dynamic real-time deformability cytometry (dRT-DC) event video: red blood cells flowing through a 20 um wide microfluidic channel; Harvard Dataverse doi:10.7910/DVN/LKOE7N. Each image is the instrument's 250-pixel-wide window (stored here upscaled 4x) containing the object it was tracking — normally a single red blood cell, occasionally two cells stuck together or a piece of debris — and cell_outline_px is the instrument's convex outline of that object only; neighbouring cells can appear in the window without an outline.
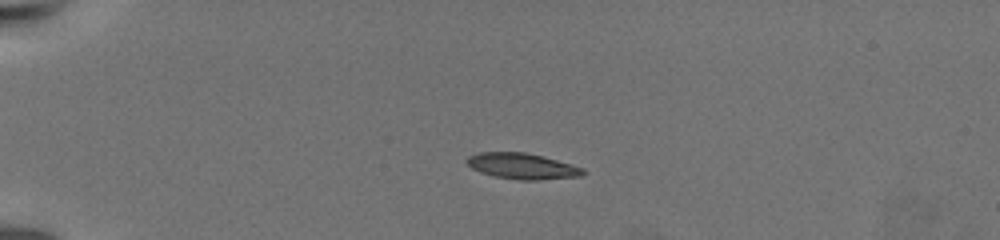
{"species": "common noctule bat (a hibernating species)", "species_latin": "Nyctalus noctula", "temperature_condition": "warm", "stored_images_in_passage": 12, "camera_frame_rate_fps": 3000, "um_per_image_px": 0.085, "animal": {"sex": "female", "body_mass_g": 19.5, "forearm_length_mm": 54.1}, "frame": {"image": 1, "passage_image": 4, "time_ms": 4.667, "image_size_px": [1000, 240], "cell_outline_px": [[588, 172], [580, 176], [536, 180], [520, 180], [496, 176], [480, 172], [472, 168], [464, 160], [468, 156], [476, 152], [524, 152], [544, 156], [584, 168]], "centroid_in_image_um": [44.39, 14.11], "position_along_channel_um": 40.6, "area_um2": 17.57}}
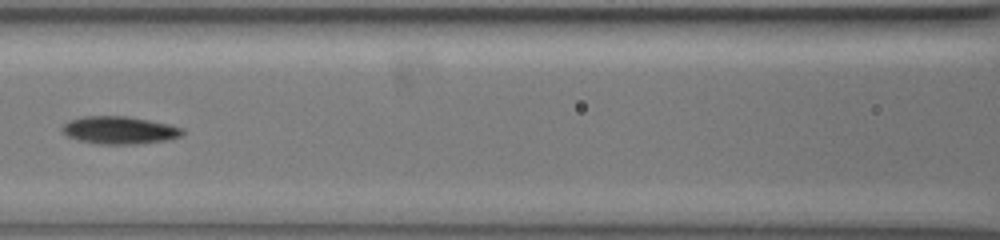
{"frame": {"image": 2, "passage_image": 8, "time_ms": 10.0, "image_size_px": [1000, 240], "cell_outline_px": [[184, 132], [180, 136], [168, 140], [136, 144], [100, 144], [80, 140], [68, 136], [60, 128], [68, 120], [84, 116], [124, 116], [148, 120], [168, 124], [184, 128]], "centroid_in_image_um": [10.16, 11.06], "position_along_channel_um": 156.4, "area_um2": 19.25}}
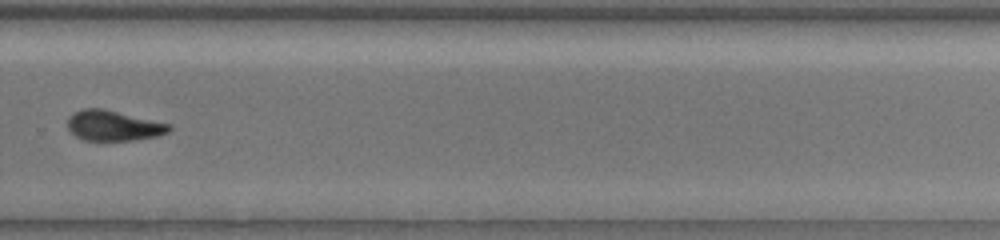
{"frame": {"image": 3, "passage_image": 12, "time_ms": 15.0, "image_size_px": [1000, 240], "cell_outline_px": [[172, 128], [168, 132], [156, 136], [132, 140], [84, 140], [76, 136], [68, 128], [68, 116], [72, 112], [84, 108], [104, 108], [172, 124]], "centroid_in_image_um": [9.64, 10.66], "position_along_channel_um": 320.2, "area_um2": 18.03}}